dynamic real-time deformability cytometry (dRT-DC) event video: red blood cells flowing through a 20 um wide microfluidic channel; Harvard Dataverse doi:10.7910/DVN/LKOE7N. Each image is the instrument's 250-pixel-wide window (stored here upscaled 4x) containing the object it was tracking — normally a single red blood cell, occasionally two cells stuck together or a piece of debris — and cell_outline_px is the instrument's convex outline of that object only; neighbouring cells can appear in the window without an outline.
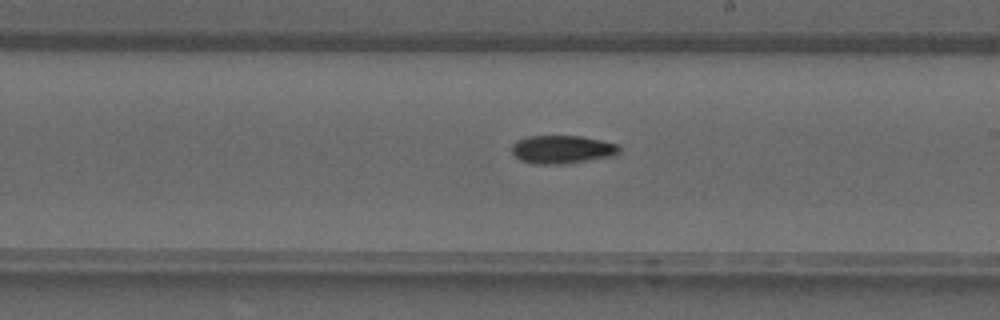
{"species": "common noctule bat (a hibernating species)", "species_latin": "Nyctalus noctula", "temperature_condition": "warm", "stored_images_in_passage": 32, "camera_frame_rate_fps": 3000, "um_per_image_px": 0.085, "animal": {"sex": "male", "forearm_length_mm": 52.5}, "frame": {"image": 1, "passage_image": 23, "time_ms": 7.333, "image_size_px": [1000, 320], "cell_outline_px": [[620, 152], [616, 156], [564, 164], [532, 164], [520, 160], [512, 152], [512, 144], [528, 136], [580, 136], [620, 144]], "centroid_in_image_um": [47.83, 12.71], "position_along_channel_um": 241.2, "area_um2": 17.8}}
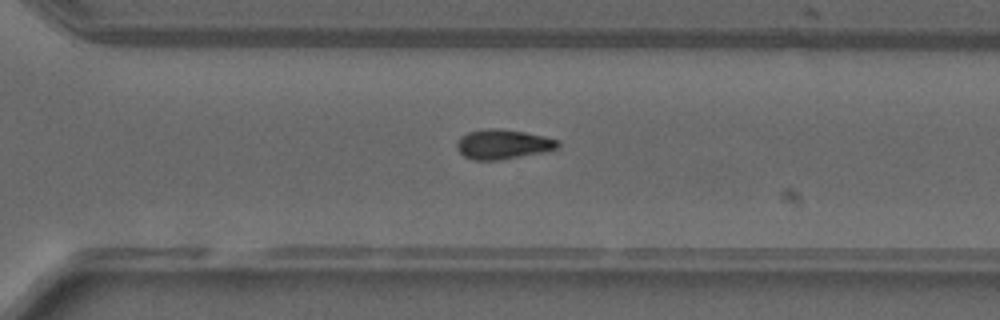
{"frame": {"image": 2, "passage_image": 28, "time_ms": 9.0, "image_size_px": [1000, 320], "cell_outline_px": [[560, 144], [556, 148], [544, 152], [496, 160], [472, 160], [464, 156], [456, 148], [456, 144], [460, 136], [468, 132], [484, 128], [500, 128], [524, 132], [544, 136], [560, 140]], "centroid_in_image_um": [42.72, 12.25], "position_along_channel_um": 327.9, "area_um2": 17.51}}